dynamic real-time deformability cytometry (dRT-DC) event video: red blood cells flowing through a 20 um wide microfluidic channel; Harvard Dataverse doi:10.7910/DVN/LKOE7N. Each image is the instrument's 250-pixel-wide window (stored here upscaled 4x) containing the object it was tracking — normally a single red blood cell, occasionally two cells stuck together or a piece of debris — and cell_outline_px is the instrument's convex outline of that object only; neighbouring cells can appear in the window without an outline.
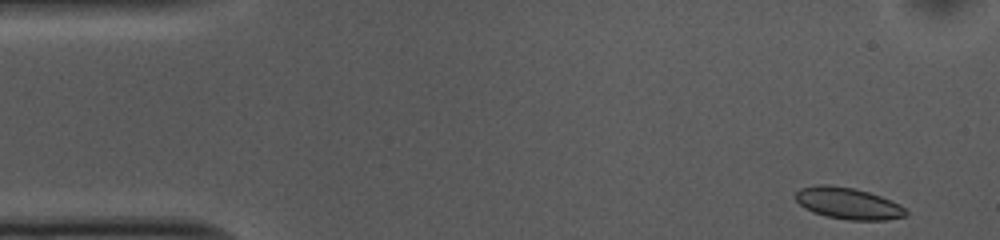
{"species": "common noctule bat (a hibernating species)", "species_latin": "Nyctalus noctula", "temperature_condition": "cold", "stored_images_in_passage": 51, "camera_frame_rate_fps": 3000, "um_per_image_px": 0.085, "animal": {"sex": "female", "body_mass_g": 10.0, "forearm_length_mm": 53.1}, "frame": {"image": 1, "passage_image": 1, "time_ms": 0.0, "image_size_px": [1000, 240], "cell_outline_px": [[908, 212], [904, 216], [884, 220], [848, 220], [824, 216], [812, 212], [804, 208], [796, 200], [796, 192], [800, 188], [820, 184], [828, 184], [852, 188], [868, 192], [880, 196], [900, 204]], "centroid_in_image_um": [72.06, 17.29], "position_along_channel_um": 12.9, "area_um2": 20.23}}
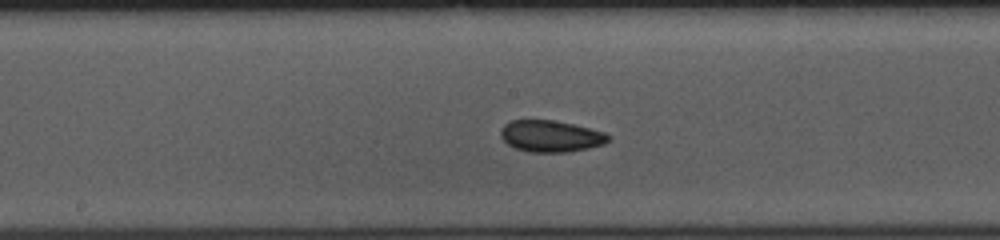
{"frame": {"image": 2, "passage_image": 24, "time_ms": 7.667, "image_size_px": [1000, 240], "cell_outline_px": [[612, 136], [604, 144], [588, 148], [568, 152], [528, 152], [516, 148], [508, 144], [500, 136], [500, 132], [504, 124], [512, 120], [552, 120], [572, 124], [604, 132]], "centroid_in_image_um": [46.81, 11.58], "position_along_channel_um": 201.4, "area_um2": 19.71}}
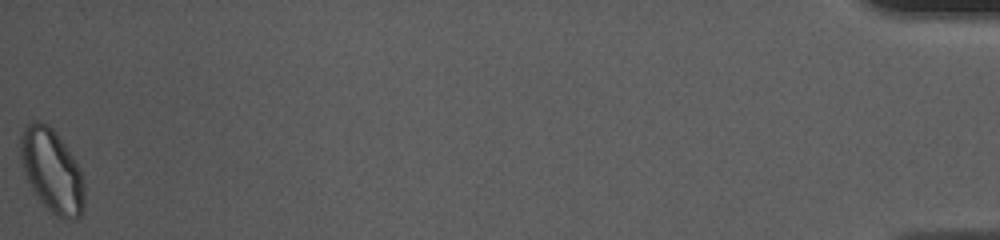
{"frame": {"image": 3, "passage_image": 51, "time_ms": 16.667, "image_size_px": [1000, 240], "cell_outline_px": [[84, 208], [80, 216], [76, 220], [56, 216], [48, 212], [36, 196], [24, 172], [20, 156], [20, 132], [32, 120], [40, 120], [48, 124], [56, 132], [80, 168], [84, 184]], "centroid_in_image_um": [4.4, 14.52], "position_along_channel_um": 430.8, "area_um2": 31.27}, "authors_computed_cell_mechanics": {"area_um2": 20.1144, "velocity_mm_per_s": 3.6822, "shape_relaxation_time_tau1_ms": null, "shape_relaxation_time_tau2_ms": 6.1592, "deformation_change_tau1": null, "deformation_change_tau2": 0.0812}}